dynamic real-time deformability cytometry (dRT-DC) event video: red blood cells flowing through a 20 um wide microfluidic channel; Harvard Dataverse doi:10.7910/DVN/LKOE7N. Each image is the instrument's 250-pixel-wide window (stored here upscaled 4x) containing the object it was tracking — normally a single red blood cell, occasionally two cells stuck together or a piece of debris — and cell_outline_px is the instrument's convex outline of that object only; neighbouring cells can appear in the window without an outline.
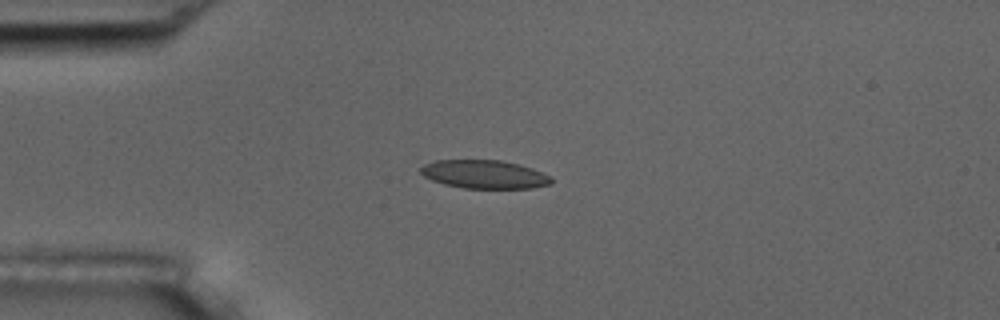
{"species": "common noctule bat (a hibernating species)", "species_latin": "Nyctalus noctula", "temperature_condition": "room temperature", "stored_images_in_passage": 5, "camera_frame_rate_fps": 3000, "um_per_image_px": 0.085, "animal": {"sex": "male", "body_mass_g": 17.5, "forearm_length_mm": 52.3}, "frame": {"image": 1, "passage_image": 4, "time_ms": 3.333, "image_size_px": [1000, 320], "cell_outline_px": [[552, 184], [532, 188], [464, 188], [444, 184], [432, 180], [424, 176], [420, 172], [420, 168], [424, 164], [436, 160], [500, 160], [520, 164], [532, 168], [548, 176], [552, 180]], "centroid_in_image_um": [41.15, 14.81], "position_along_channel_um": 43.8, "area_um2": 21.56}}